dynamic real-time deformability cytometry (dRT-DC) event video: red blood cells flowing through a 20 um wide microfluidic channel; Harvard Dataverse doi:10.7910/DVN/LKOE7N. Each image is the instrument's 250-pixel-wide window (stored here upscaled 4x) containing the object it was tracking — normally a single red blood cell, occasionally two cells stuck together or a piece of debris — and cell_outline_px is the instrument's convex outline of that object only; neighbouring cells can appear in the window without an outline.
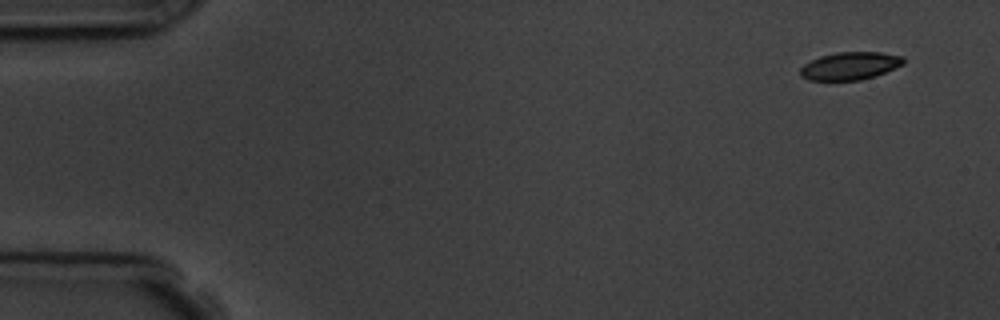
{"species": "common noctule bat (a hibernating species)", "species_latin": "Nyctalus noctula", "temperature_condition": "room temperature", "stored_images_in_passage": 4, "camera_frame_rate_fps": 3000, "um_per_image_px": 0.085, "animal": {"sex": "male", "body_mass_g": 19.5, "forearm_length_mm": 54.6}, "frame": {"image": 1, "passage_image": 1, "time_ms": 0.0, "image_size_px": [1000, 320], "cell_outline_px": [[904, 64], [884, 72], [860, 80], [808, 80], [800, 76], [800, 68], [804, 64], [820, 56], [836, 52], [880, 52], [904, 56]], "centroid_in_image_um": [72.23, 5.59], "position_along_channel_um": 12.8, "area_um2": 16.59}}